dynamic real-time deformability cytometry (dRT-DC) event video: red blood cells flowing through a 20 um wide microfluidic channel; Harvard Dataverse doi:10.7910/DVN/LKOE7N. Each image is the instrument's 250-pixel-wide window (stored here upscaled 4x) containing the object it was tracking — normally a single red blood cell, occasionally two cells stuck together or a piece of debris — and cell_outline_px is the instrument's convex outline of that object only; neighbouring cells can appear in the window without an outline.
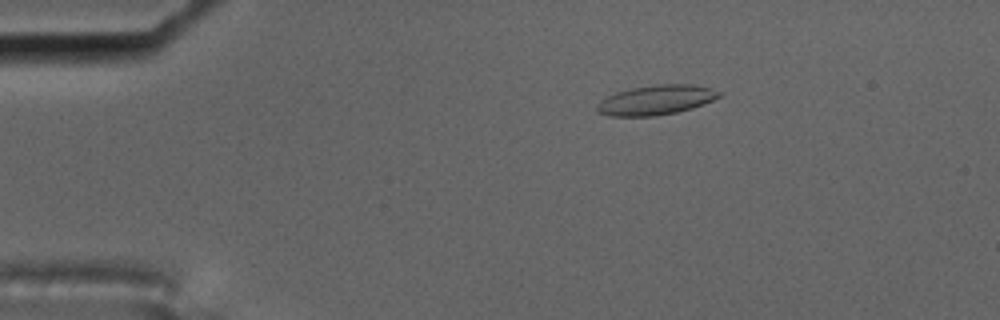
{"species": "common noctule bat (a hibernating species)", "species_latin": "Nyctalus noctula", "temperature_condition": "cold", "stored_images_in_passage": 48, "camera_frame_rate_fps": 3000, "um_per_image_px": 0.085, "animal": {"sex": "male", "body_mass_g": 17.5, "forearm_length_mm": 52.3}, "frame": {"image": 1, "passage_image": 1, "time_ms": 0.0, "image_size_px": [1000, 320], "cell_outline_px": [[724, 92], [720, 96], [704, 104], [692, 108], [676, 112], [656, 116], [612, 116], [600, 112], [596, 108], [596, 104], [604, 96], [616, 92], [632, 88], [656, 84], [688, 84], [712, 88]], "centroid_in_image_um": [55.77, 8.49], "position_along_channel_um": 29.2, "area_um2": 21.21}}
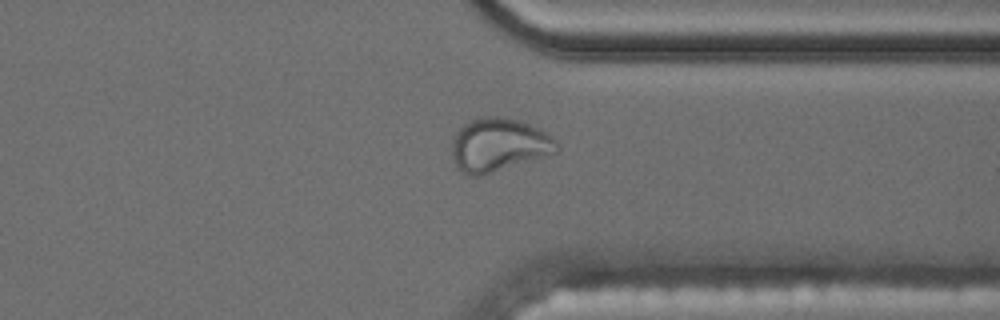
{"frame": {"image": 2, "passage_image": 35, "time_ms": 11.333, "image_size_px": [1000, 320], "cell_outline_px": [[560, 148], [556, 152], [484, 176], [472, 176], [460, 172], [452, 156], [452, 140], [456, 132], [468, 120], [480, 116], [496, 116], [520, 120], [544, 132], [556, 140]], "centroid_in_image_um": [42.35, 12.32], "position_along_channel_um": 369.1, "area_um2": 32.71}}